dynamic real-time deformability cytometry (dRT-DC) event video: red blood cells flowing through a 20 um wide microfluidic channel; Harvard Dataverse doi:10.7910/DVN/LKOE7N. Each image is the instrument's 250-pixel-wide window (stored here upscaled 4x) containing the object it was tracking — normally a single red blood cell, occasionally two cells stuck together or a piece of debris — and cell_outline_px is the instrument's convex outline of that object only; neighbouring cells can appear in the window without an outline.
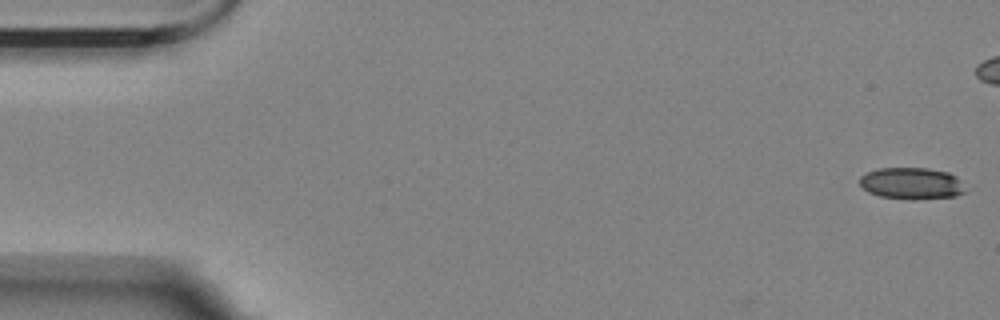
{"species": "Egyptian fruit bat (a non-hibernating species)", "species_latin": "Rousettus aegyptiacus", "temperature_condition": "room temperature", "stored_images_in_passage": 48, "camera_frame_rate_fps": 3000, "um_per_image_px": 0.085, "animal": {"sex": "female"}, "frame": {"image": 1, "passage_image": 1, "time_ms": 0.0, "image_size_px": [1000, 320], "cell_outline_px": [[968, 188], [964, 192], [956, 196], [916, 200], [912, 200], [880, 196], [868, 192], [860, 184], [860, 176], [868, 172], [880, 168], [928, 168], [948, 172], [956, 176]], "centroid_in_image_um": [77.53, 15.6], "position_along_channel_um": 7.5, "area_um2": 19.71}}
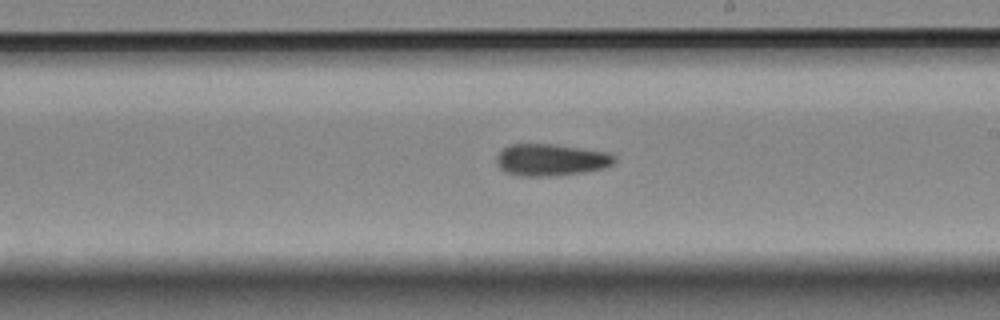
{"frame": {"image": 2, "passage_image": 32, "time_ms": 10.333, "image_size_px": [1000, 320], "cell_outline_px": [[616, 160], [608, 168], [560, 176], [516, 176], [504, 172], [496, 164], [496, 156], [508, 144], [552, 144], [608, 152], [616, 156]], "centroid_in_image_um": [46.83, 13.6], "position_along_channel_um": 242.2, "area_um2": 22.31}}
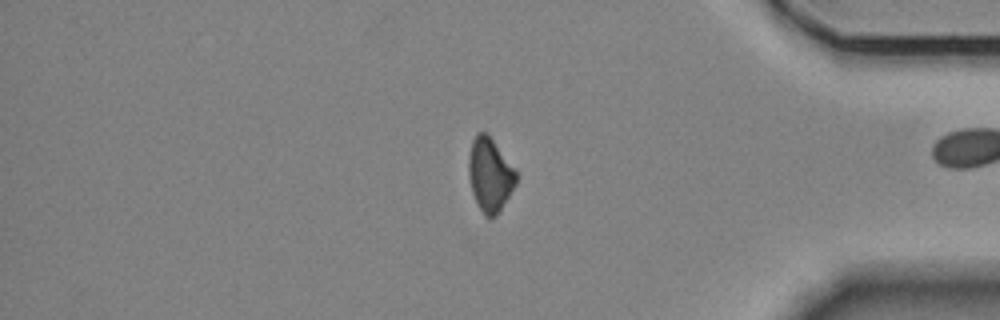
{"frame": {"image": 3, "passage_image": 47, "time_ms": 15.333, "image_size_px": [1000, 320], "cell_outline_px": [[516, 184], [496, 216], [484, 216], [472, 192], [468, 172], [468, 160], [472, 140], [476, 132], [484, 132], [492, 140], [516, 168]], "centroid_in_image_um": [41.64, 14.84], "position_along_channel_um": 393.6, "area_um2": 20.11}}